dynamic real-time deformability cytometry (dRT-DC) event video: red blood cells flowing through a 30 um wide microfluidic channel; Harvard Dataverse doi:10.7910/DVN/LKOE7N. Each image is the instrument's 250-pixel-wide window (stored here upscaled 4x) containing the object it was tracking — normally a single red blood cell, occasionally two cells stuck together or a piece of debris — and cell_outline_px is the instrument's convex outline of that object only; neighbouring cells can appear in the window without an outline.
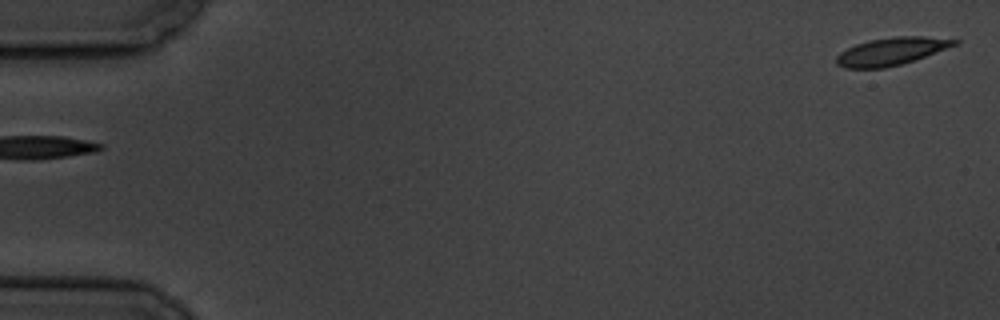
{"species": "common noctule bat (a hibernating species)", "species_latin": "Nyctalus noctula", "temperature_condition": "cold", "stored_images_in_passage": 4, "segment_of_instrument_passage": [2, 2], "camera_frame_rate_fps": 3000, "um_per_image_px": 0.085, "animal": {"sex": "male", "body_mass_g": 19.5, "forearm_length_mm": 54.6}, "frame": {"image": 1, "passage_image": 4, "time_ms": 3.667, "image_size_px": [1000, 320], "cell_outline_px": [[960, 40], [956, 44], [924, 56], [900, 64], [884, 68], [844, 68], [836, 64], [836, 56], [840, 52], [856, 44], [868, 40], [896, 36], [924, 36]], "centroid_in_image_um": [75.7, 4.36], "position_along_channel_um": 9.3, "area_um2": 18.67}}